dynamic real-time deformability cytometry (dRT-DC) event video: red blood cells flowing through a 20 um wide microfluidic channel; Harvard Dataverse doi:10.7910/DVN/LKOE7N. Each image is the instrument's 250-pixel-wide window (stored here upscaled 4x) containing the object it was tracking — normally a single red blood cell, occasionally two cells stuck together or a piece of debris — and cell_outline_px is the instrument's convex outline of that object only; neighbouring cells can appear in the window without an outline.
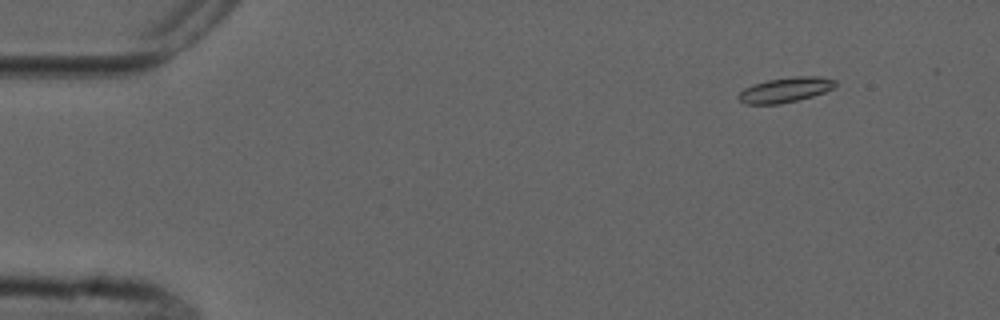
{"species": "common noctule bat (a hibernating species)", "species_latin": "Nyctalus noctula", "temperature_condition": "cold", "stored_images_in_passage": 5, "camera_frame_rate_fps": 3000, "um_per_image_px": 0.085, "animal": {"sex": "male", "forearm_length_mm": 52.5}, "frame": {"image": 1, "passage_image": 2, "time_ms": 1.333, "image_size_px": [1000, 320], "cell_outline_px": [[836, 84], [832, 88], [824, 92], [812, 96], [780, 104], [744, 104], [736, 96], [744, 88], [752, 84], [768, 80], [796, 76], [820, 76], [836, 80]], "centroid_in_image_um": [66.73, 7.63], "position_along_channel_um": 18.3, "area_um2": 14.05}}
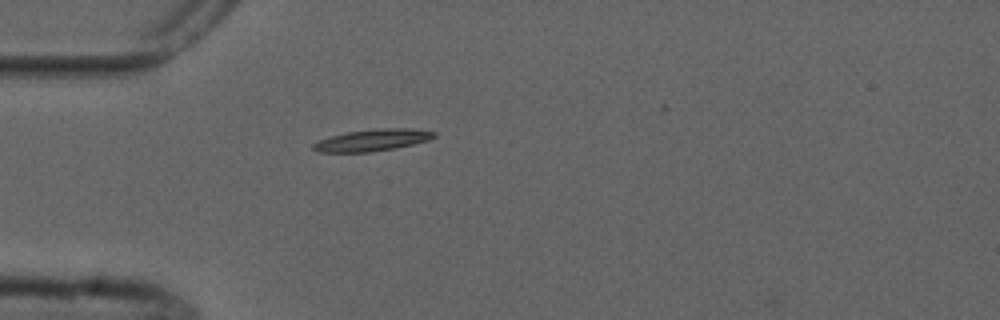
{"frame": {"image": 2, "passage_image": 5, "time_ms": 4.667, "image_size_px": [1000, 320], "cell_outline_px": [[436, 136], [428, 140], [396, 148], [368, 152], [316, 152], [312, 148], [312, 144], [320, 140], [332, 136], [348, 132], [384, 128], [408, 128], [436, 132]], "centroid_in_image_um": [31.65, 11.92], "position_along_channel_um": 53.3, "area_um2": 15.09}}